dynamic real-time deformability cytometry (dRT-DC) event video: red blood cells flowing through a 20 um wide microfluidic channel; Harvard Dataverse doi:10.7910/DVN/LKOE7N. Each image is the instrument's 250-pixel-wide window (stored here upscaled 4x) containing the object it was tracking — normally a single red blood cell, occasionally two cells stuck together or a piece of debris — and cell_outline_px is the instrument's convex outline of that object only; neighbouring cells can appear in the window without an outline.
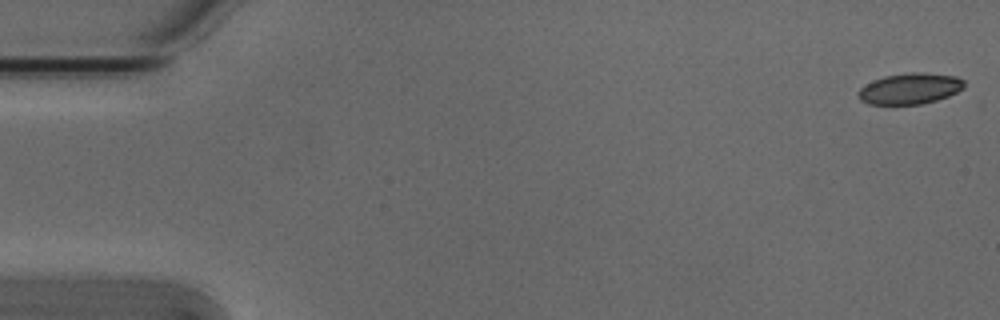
{"species": "Egyptian fruit bat (a non-hibernating species)", "species_latin": "Rousettus aegyptiacus", "temperature_condition": "cold", "stored_images_in_passage": 5, "segment_of_instrument_passage": [2, 2], "camera_frame_rate_fps": 3000, "um_per_image_px": 0.085, "animal": {"sex": "male"}, "frame": {"image": 1, "passage_image": 5, "time_ms": 1.333, "image_size_px": [1000, 320], "cell_outline_px": [[964, 88], [948, 96], [936, 100], [920, 104], [868, 104], [860, 100], [856, 92], [860, 88], [884, 76], [912, 72], [924, 72], [956, 76], [964, 80]], "centroid_in_image_um": [77.35, 7.53], "position_along_channel_um": 7.6, "area_um2": 19.02}}